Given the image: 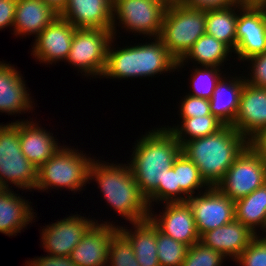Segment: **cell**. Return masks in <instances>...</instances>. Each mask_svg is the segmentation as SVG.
Here are the masks:
<instances>
[{
    "instance_id": "cell-17",
    "label": "cell",
    "mask_w": 266,
    "mask_h": 266,
    "mask_svg": "<svg viewBox=\"0 0 266 266\" xmlns=\"http://www.w3.org/2000/svg\"><path fill=\"white\" fill-rule=\"evenodd\" d=\"M113 0H68L59 16L77 29L112 30Z\"/></svg>"
},
{
    "instance_id": "cell-39",
    "label": "cell",
    "mask_w": 266,
    "mask_h": 266,
    "mask_svg": "<svg viewBox=\"0 0 266 266\" xmlns=\"http://www.w3.org/2000/svg\"><path fill=\"white\" fill-rule=\"evenodd\" d=\"M179 2L187 7L201 10L224 9L235 5L233 0H179Z\"/></svg>"
},
{
    "instance_id": "cell-32",
    "label": "cell",
    "mask_w": 266,
    "mask_h": 266,
    "mask_svg": "<svg viewBox=\"0 0 266 266\" xmlns=\"http://www.w3.org/2000/svg\"><path fill=\"white\" fill-rule=\"evenodd\" d=\"M107 266H140L130 241L118 229L110 241Z\"/></svg>"
},
{
    "instance_id": "cell-42",
    "label": "cell",
    "mask_w": 266,
    "mask_h": 266,
    "mask_svg": "<svg viewBox=\"0 0 266 266\" xmlns=\"http://www.w3.org/2000/svg\"><path fill=\"white\" fill-rule=\"evenodd\" d=\"M248 145L266 163V128L251 137Z\"/></svg>"
},
{
    "instance_id": "cell-35",
    "label": "cell",
    "mask_w": 266,
    "mask_h": 266,
    "mask_svg": "<svg viewBox=\"0 0 266 266\" xmlns=\"http://www.w3.org/2000/svg\"><path fill=\"white\" fill-rule=\"evenodd\" d=\"M225 257L200 241L188 248L182 266H221Z\"/></svg>"
},
{
    "instance_id": "cell-27",
    "label": "cell",
    "mask_w": 266,
    "mask_h": 266,
    "mask_svg": "<svg viewBox=\"0 0 266 266\" xmlns=\"http://www.w3.org/2000/svg\"><path fill=\"white\" fill-rule=\"evenodd\" d=\"M233 52L226 44L217 40L215 37L204 34L202 35L186 53V55L176 63V69L184 66V62L193 59L201 66L220 67ZM186 60V61H185Z\"/></svg>"
},
{
    "instance_id": "cell-20",
    "label": "cell",
    "mask_w": 266,
    "mask_h": 266,
    "mask_svg": "<svg viewBox=\"0 0 266 266\" xmlns=\"http://www.w3.org/2000/svg\"><path fill=\"white\" fill-rule=\"evenodd\" d=\"M51 134L32 121H19L21 151L36 168L43 165L61 148Z\"/></svg>"
},
{
    "instance_id": "cell-30",
    "label": "cell",
    "mask_w": 266,
    "mask_h": 266,
    "mask_svg": "<svg viewBox=\"0 0 266 266\" xmlns=\"http://www.w3.org/2000/svg\"><path fill=\"white\" fill-rule=\"evenodd\" d=\"M172 168L176 172L177 185L188 198L195 194V190L209 187L202 179L198 167L183 153L175 159Z\"/></svg>"
},
{
    "instance_id": "cell-3",
    "label": "cell",
    "mask_w": 266,
    "mask_h": 266,
    "mask_svg": "<svg viewBox=\"0 0 266 266\" xmlns=\"http://www.w3.org/2000/svg\"><path fill=\"white\" fill-rule=\"evenodd\" d=\"M92 179L97 181L110 207L123 218L131 223L148 219L150 207L128 164L102 163L94 159L89 172V180Z\"/></svg>"
},
{
    "instance_id": "cell-33",
    "label": "cell",
    "mask_w": 266,
    "mask_h": 266,
    "mask_svg": "<svg viewBox=\"0 0 266 266\" xmlns=\"http://www.w3.org/2000/svg\"><path fill=\"white\" fill-rule=\"evenodd\" d=\"M203 69L196 68L191 74L192 93L188 95L209 100L214 92L216 83L221 78L220 67L203 66ZM205 68V69H204Z\"/></svg>"
},
{
    "instance_id": "cell-9",
    "label": "cell",
    "mask_w": 266,
    "mask_h": 266,
    "mask_svg": "<svg viewBox=\"0 0 266 266\" xmlns=\"http://www.w3.org/2000/svg\"><path fill=\"white\" fill-rule=\"evenodd\" d=\"M266 182V163L248 145L216 186L233 202L248 196Z\"/></svg>"
},
{
    "instance_id": "cell-44",
    "label": "cell",
    "mask_w": 266,
    "mask_h": 266,
    "mask_svg": "<svg viewBox=\"0 0 266 266\" xmlns=\"http://www.w3.org/2000/svg\"><path fill=\"white\" fill-rule=\"evenodd\" d=\"M47 5L53 7L58 13L62 11L68 0H43Z\"/></svg>"
},
{
    "instance_id": "cell-40",
    "label": "cell",
    "mask_w": 266,
    "mask_h": 266,
    "mask_svg": "<svg viewBox=\"0 0 266 266\" xmlns=\"http://www.w3.org/2000/svg\"><path fill=\"white\" fill-rule=\"evenodd\" d=\"M26 263V266H77L69 256H40Z\"/></svg>"
},
{
    "instance_id": "cell-38",
    "label": "cell",
    "mask_w": 266,
    "mask_h": 266,
    "mask_svg": "<svg viewBox=\"0 0 266 266\" xmlns=\"http://www.w3.org/2000/svg\"><path fill=\"white\" fill-rule=\"evenodd\" d=\"M246 60L251 61L252 67L250 68H252V74L250 73V80L247 77L245 82L256 88H266V52Z\"/></svg>"
},
{
    "instance_id": "cell-21",
    "label": "cell",
    "mask_w": 266,
    "mask_h": 266,
    "mask_svg": "<svg viewBox=\"0 0 266 266\" xmlns=\"http://www.w3.org/2000/svg\"><path fill=\"white\" fill-rule=\"evenodd\" d=\"M59 13L43 0H16L14 35L37 37Z\"/></svg>"
},
{
    "instance_id": "cell-36",
    "label": "cell",
    "mask_w": 266,
    "mask_h": 266,
    "mask_svg": "<svg viewBox=\"0 0 266 266\" xmlns=\"http://www.w3.org/2000/svg\"><path fill=\"white\" fill-rule=\"evenodd\" d=\"M235 261L239 266H266V236L256 235Z\"/></svg>"
},
{
    "instance_id": "cell-41",
    "label": "cell",
    "mask_w": 266,
    "mask_h": 266,
    "mask_svg": "<svg viewBox=\"0 0 266 266\" xmlns=\"http://www.w3.org/2000/svg\"><path fill=\"white\" fill-rule=\"evenodd\" d=\"M16 0L0 1V30L12 27L15 19Z\"/></svg>"
},
{
    "instance_id": "cell-22",
    "label": "cell",
    "mask_w": 266,
    "mask_h": 266,
    "mask_svg": "<svg viewBox=\"0 0 266 266\" xmlns=\"http://www.w3.org/2000/svg\"><path fill=\"white\" fill-rule=\"evenodd\" d=\"M26 89L23 77L14 66L0 62V112L14 115L33 109Z\"/></svg>"
},
{
    "instance_id": "cell-24",
    "label": "cell",
    "mask_w": 266,
    "mask_h": 266,
    "mask_svg": "<svg viewBox=\"0 0 266 266\" xmlns=\"http://www.w3.org/2000/svg\"><path fill=\"white\" fill-rule=\"evenodd\" d=\"M17 195L10 188L0 190V232L9 237L20 233L36 217L29 202Z\"/></svg>"
},
{
    "instance_id": "cell-23",
    "label": "cell",
    "mask_w": 266,
    "mask_h": 266,
    "mask_svg": "<svg viewBox=\"0 0 266 266\" xmlns=\"http://www.w3.org/2000/svg\"><path fill=\"white\" fill-rule=\"evenodd\" d=\"M222 77L216 83L209 99L210 111L225 126H232L238 112L245 80L241 77H230L233 79L228 81L226 77Z\"/></svg>"
},
{
    "instance_id": "cell-29",
    "label": "cell",
    "mask_w": 266,
    "mask_h": 266,
    "mask_svg": "<svg viewBox=\"0 0 266 266\" xmlns=\"http://www.w3.org/2000/svg\"><path fill=\"white\" fill-rule=\"evenodd\" d=\"M179 126L180 125L173 126L172 128L168 126L167 129L174 134L180 145H182L187 141L212 135L222 129L225 125L215 116L205 115L200 117L184 118L182 119L181 127Z\"/></svg>"
},
{
    "instance_id": "cell-18",
    "label": "cell",
    "mask_w": 266,
    "mask_h": 266,
    "mask_svg": "<svg viewBox=\"0 0 266 266\" xmlns=\"http://www.w3.org/2000/svg\"><path fill=\"white\" fill-rule=\"evenodd\" d=\"M232 126L247 140L266 128V88L245 82Z\"/></svg>"
},
{
    "instance_id": "cell-28",
    "label": "cell",
    "mask_w": 266,
    "mask_h": 266,
    "mask_svg": "<svg viewBox=\"0 0 266 266\" xmlns=\"http://www.w3.org/2000/svg\"><path fill=\"white\" fill-rule=\"evenodd\" d=\"M238 9L239 6L233 5L224 9L206 10V34L223 42L233 52L237 44L236 23Z\"/></svg>"
},
{
    "instance_id": "cell-25",
    "label": "cell",
    "mask_w": 266,
    "mask_h": 266,
    "mask_svg": "<svg viewBox=\"0 0 266 266\" xmlns=\"http://www.w3.org/2000/svg\"><path fill=\"white\" fill-rule=\"evenodd\" d=\"M134 231L118 226V230L130 241L140 266H160L157 256V227L148 218L132 223Z\"/></svg>"
},
{
    "instance_id": "cell-14",
    "label": "cell",
    "mask_w": 266,
    "mask_h": 266,
    "mask_svg": "<svg viewBox=\"0 0 266 266\" xmlns=\"http://www.w3.org/2000/svg\"><path fill=\"white\" fill-rule=\"evenodd\" d=\"M163 215L154 216L150 210L149 219L157 229L176 241L189 247L200 241L193 211L188 202L165 203ZM159 216V217H157Z\"/></svg>"
},
{
    "instance_id": "cell-13",
    "label": "cell",
    "mask_w": 266,
    "mask_h": 266,
    "mask_svg": "<svg viewBox=\"0 0 266 266\" xmlns=\"http://www.w3.org/2000/svg\"><path fill=\"white\" fill-rule=\"evenodd\" d=\"M95 223V220L72 215L47 225L41 233L43 248L52 256H70L84 234Z\"/></svg>"
},
{
    "instance_id": "cell-11",
    "label": "cell",
    "mask_w": 266,
    "mask_h": 266,
    "mask_svg": "<svg viewBox=\"0 0 266 266\" xmlns=\"http://www.w3.org/2000/svg\"><path fill=\"white\" fill-rule=\"evenodd\" d=\"M206 192L187 199L200 237L210 230L235 219L234 202L217 187H204Z\"/></svg>"
},
{
    "instance_id": "cell-5",
    "label": "cell",
    "mask_w": 266,
    "mask_h": 266,
    "mask_svg": "<svg viewBox=\"0 0 266 266\" xmlns=\"http://www.w3.org/2000/svg\"><path fill=\"white\" fill-rule=\"evenodd\" d=\"M206 34V10L187 7L179 1L166 8L160 39L178 62Z\"/></svg>"
},
{
    "instance_id": "cell-34",
    "label": "cell",
    "mask_w": 266,
    "mask_h": 266,
    "mask_svg": "<svg viewBox=\"0 0 266 266\" xmlns=\"http://www.w3.org/2000/svg\"><path fill=\"white\" fill-rule=\"evenodd\" d=\"M146 199L149 207L151 208L152 206L150 205H153L151 204L152 201H162L163 203L187 202L188 197L184 196V193L180 190L179 185H177L175 170L170 168L166 171L165 176L163 177V184H158L157 188Z\"/></svg>"
},
{
    "instance_id": "cell-8",
    "label": "cell",
    "mask_w": 266,
    "mask_h": 266,
    "mask_svg": "<svg viewBox=\"0 0 266 266\" xmlns=\"http://www.w3.org/2000/svg\"><path fill=\"white\" fill-rule=\"evenodd\" d=\"M113 36L112 30L76 29L70 52L66 58L84 75L102 76L107 60V51Z\"/></svg>"
},
{
    "instance_id": "cell-43",
    "label": "cell",
    "mask_w": 266,
    "mask_h": 266,
    "mask_svg": "<svg viewBox=\"0 0 266 266\" xmlns=\"http://www.w3.org/2000/svg\"><path fill=\"white\" fill-rule=\"evenodd\" d=\"M234 4L239 7H264L266 0H233Z\"/></svg>"
},
{
    "instance_id": "cell-37",
    "label": "cell",
    "mask_w": 266,
    "mask_h": 266,
    "mask_svg": "<svg viewBox=\"0 0 266 266\" xmlns=\"http://www.w3.org/2000/svg\"><path fill=\"white\" fill-rule=\"evenodd\" d=\"M181 102L179 107L182 119L212 115L210 102L207 99L193 97L187 94Z\"/></svg>"
},
{
    "instance_id": "cell-2",
    "label": "cell",
    "mask_w": 266,
    "mask_h": 266,
    "mask_svg": "<svg viewBox=\"0 0 266 266\" xmlns=\"http://www.w3.org/2000/svg\"><path fill=\"white\" fill-rule=\"evenodd\" d=\"M157 129V130H156ZM142 136L133 148L128 163L141 193L147 198L163 184L166 171L173 167L181 153V145L166 127L156 128Z\"/></svg>"
},
{
    "instance_id": "cell-7",
    "label": "cell",
    "mask_w": 266,
    "mask_h": 266,
    "mask_svg": "<svg viewBox=\"0 0 266 266\" xmlns=\"http://www.w3.org/2000/svg\"><path fill=\"white\" fill-rule=\"evenodd\" d=\"M36 168L23 154L19 139V121L0 125V186L9 183L22 189H34L37 182ZM8 183V184H7Z\"/></svg>"
},
{
    "instance_id": "cell-26",
    "label": "cell",
    "mask_w": 266,
    "mask_h": 266,
    "mask_svg": "<svg viewBox=\"0 0 266 266\" xmlns=\"http://www.w3.org/2000/svg\"><path fill=\"white\" fill-rule=\"evenodd\" d=\"M234 211L235 220L249 228L255 235H257L256 227H261L260 229L266 232V182L248 196L235 201Z\"/></svg>"
},
{
    "instance_id": "cell-16",
    "label": "cell",
    "mask_w": 266,
    "mask_h": 266,
    "mask_svg": "<svg viewBox=\"0 0 266 266\" xmlns=\"http://www.w3.org/2000/svg\"><path fill=\"white\" fill-rule=\"evenodd\" d=\"M97 222L84 234L69 256L77 266H107L110 241L119 225Z\"/></svg>"
},
{
    "instance_id": "cell-1",
    "label": "cell",
    "mask_w": 266,
    "mask_h": 266,
    "mask_svg": "<svg viewBox=\"0 0 266 266\" xmlns=\"http://www.w3.org/2000/svg\"><path fill=\"white\" fill-rule=\"evenodd\" d=\"M247 146L248 140L233 126H224L212 135L183 143L181 153L198 167L209 187H216Z\"/></svg>"
},
{
    "instance_id": "cell-4",
    "label": "cell",
    "mask_w": 266,
    "mask_h": 266,
    "mask_svg": "<svg viewBox=\"0 0 266 266\" xmlns=\"http://www.w3.org/2000/svg\"><path fill=\"white\" fill-rule=\"evenodd\" d=\"M113 37L107 51L106 66L103 77L106 78H137L154 77L176 69L177 61L169 54L160 38L155 42L128 46L119 50L112 49Z\"/></svg>"
},
{
    "instance_id": "cell-45",
    "label": "cell",
    "mask_w": 266,
    "mask_h": 266,
    "mask_svg": "<svg viewBox=\"0 0 266 266\" xmlns=\"http://www.w3.org/2000/svg\"><path fill=\"white\" fill-rule=\"evenodd\" d=\"M159 4L164 5L166 8H169L171 5L177 3L179 0H152Z\"/></svg>"
},
{
    "instance_id": "cell-19",
    "label": "cell",
    "mask_w": 266,
    "mask_h": 266,
    "mask_svg": "<svg viewBox=\"0 0 266 266\" xmlns=\"http://www.w3.org/2000/svg\"><path fill=\"white\" fill-rule=\"evenodd\" d=\"M255 236L249 228L234 219L228 224L205 232L200 237V242L219 251L224 257H232L235 261Z\"/></svg>"
},
{
    "instance_id": "cell-31",
    "label": "cell",
    "mask_w": 266,
    "mask_h": 266,
    "mask_svg": "<svg viewBox=\"0 0 266 266\" xmlns=\"http://www.w3.org/2000/svg\"><path fill=\"white\" fill-rule=\"evenodd\" d=\"M189 246L157 229V256L160 266H182Z\"/></svg>"
},
{
    "instance_id": "cell-12",
    "label": "cell",
    "mask_w": 266,
    "mask_h": 266,
    "mask_svg": "<svg viewBox=\"0 0 266 266\" xmlns=\"http://www.w3.org/2000/svg\"><path fill=\"white\" fill-rule=\"evenodd\" d=\"M239 11L234 52L245 61L266 52V8L239 7Z\"/></svg>"
},
{
    "instance_id": "cell-10",
    "label": "cell",
    "mask_w": 266,
    "mask_h": 266,
    "mask_svg": "<svg viewBox=\"0 0 266 266\" xmlns=\"http://www.w3.org/2000/svg\"><path fill=\"white\" fill-rule=\"evenodd\" d=\"M166 7L152 0H113L112 33L116 34V17L122 28L135 33L159 38ZM115 15V16H114Z\"/></svg>"
},
{
    "instance_id": "cell-15",
    "label": "cell",
    "mask_w": 266,
    "mask_h": 266,
    "mask_svg": "<svg viewBox=\"0 0 266 266\" xmlns=\"http://www.w3.org/2000/svg\"><path fill=\"white\" fill-rule=\"evenodd\" d=\"M77 28L58 16L37 37H35L32 55L42 63L66 60Z\"/></svg>"
},
{
    "instance_id": "cell-6",
    "label": "cell",
    "mask_w": 266,
    "mask_h": 266,
    "mask_svg": "<svg viewBox=\"0 0 266 266\" xmlns=\"http://www.w3.org/2000/svg\"><path fill=\"white\" fill-rule=\"evenodd\" d=\"M66 146L61 148L37 170L35 189L67 188L80 191L89 182L90 167L94 159ZM85 184V185H84ZM81 187V188H80Z\"/></svg>"
}]
</instances>
